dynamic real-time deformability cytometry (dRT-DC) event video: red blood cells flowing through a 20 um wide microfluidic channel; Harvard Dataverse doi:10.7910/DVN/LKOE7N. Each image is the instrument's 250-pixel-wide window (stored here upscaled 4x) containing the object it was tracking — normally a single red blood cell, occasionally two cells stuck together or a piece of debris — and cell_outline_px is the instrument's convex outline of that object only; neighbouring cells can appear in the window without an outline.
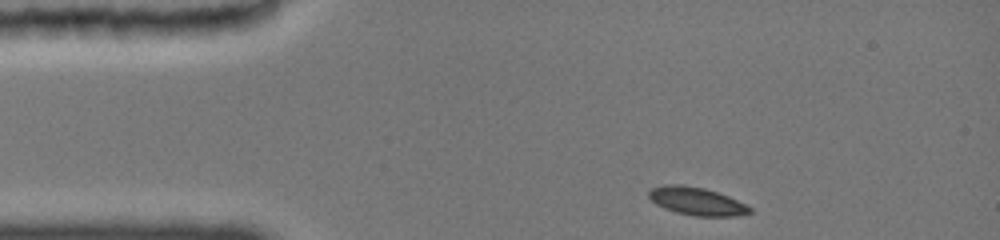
{"species": "common noctule bat (a hibernating species)", "species_latin": "Nyctalus noctula", "temperature_condition": "cold", "stored_images_in_passage": 53, "camera_frame_rate_fps": 3000, "um_per_image_px": 0.085, "animal": {"sex": "female", "body_mass_g": 19.0, "forearm_length_mm": 51.5}, "frame": {"image": 1, "passage_image": 1, "time_ms": 0.0, "image_size_px": [1000, 240], "cell_outline_px": [[752, 212], [740, 216], [696, 216], [676, 212], [664, 208], [656, 204], [648, 196], [648, 192], [652, 188], [664, 184], [684, 184], [704, 188], [728, 196], [752, 208]], "centroid_in_image_um": [59.21, 17.1], "position_along_channel_um": 25.8, "area_um2": 16.42}}
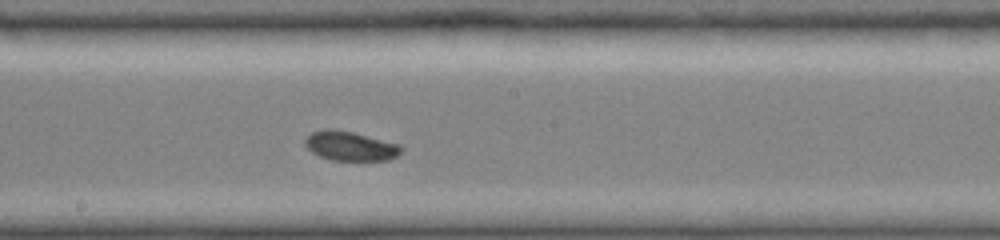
{"frame": {"image": 2, "passage_image": 30, "time_ms": 6.333, "image_size_px": [1000, 240], "cell_outline_px": [[404, 148], [396, 156], [388, 160], [332, 160], [320, 156], [312, 152], [304, 144], [304, 140], [312, 132], [352, 132], [400, 144]], "centroid_in_image_um": [29.84, 12.46], "position_along_channel_um": 218.4, "area_um2": 15.72}}
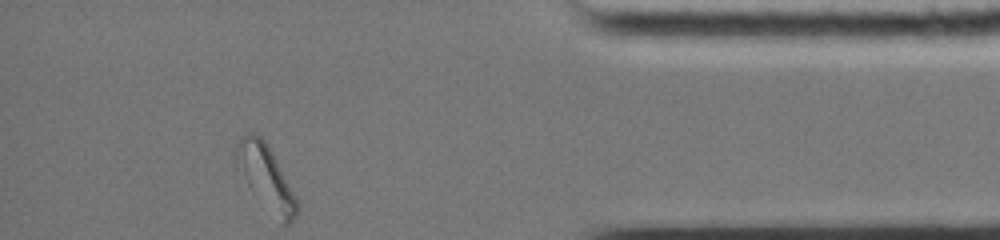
{"frame": {"image": 3, "passage_image": 53, "time_ms": 12.0, "image_size_px": [1000, 240], "cell_outline_px": [[300, 208], [296, 216], [288, 224], [280, 224], [244, 172], [236, 152], [236, 144], [240, 136], [244, 132], [252, 132], [260, 136], [268, 144]], "centroid_in_image_um": [22.68, 15.01], "position_along_channel_um": 412.5, "area_um2": 20.58}}